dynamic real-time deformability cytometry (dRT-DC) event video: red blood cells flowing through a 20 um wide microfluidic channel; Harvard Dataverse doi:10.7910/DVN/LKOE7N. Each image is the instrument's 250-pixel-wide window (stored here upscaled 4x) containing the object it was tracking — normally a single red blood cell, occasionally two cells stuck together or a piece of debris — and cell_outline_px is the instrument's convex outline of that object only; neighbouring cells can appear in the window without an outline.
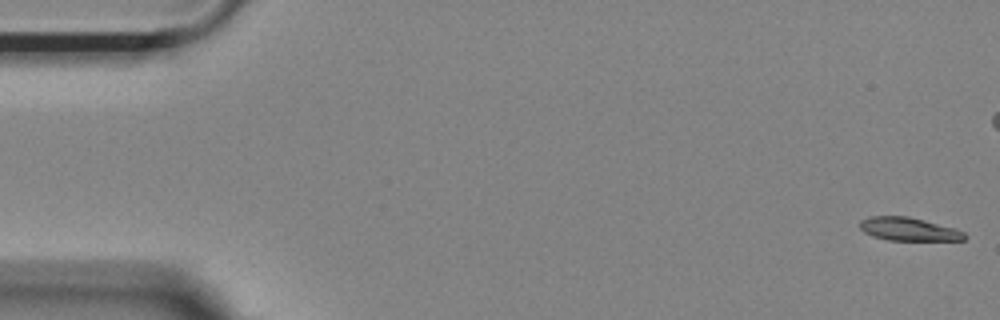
{"species": "Egyptian fruit bat (a non-hibernating species)", "species_latin": "Rousettus aegyptiacus", "temperature_condition": "room temperature", "stored_images_in_passage": 55, "camera_frame_rate_fps": 3000, "um_per_image_px": 0.085, "animal": {"sex": "female"}, "frame": {"image": 1, "passage_image": 1, "time_ms": 0.0, "image_size_px": [1000, 320], "cell_outline_px": [[968, 236], [964, 240], [888, 240], [872, 236], [864, 232], [860, 228], [860, 220], [868, 216], [908, 216], [924, 220], [952, 228], [964, 232]], "centroid_in_image_um": [77.2, 19.47], "position_along_channel_um": 7.8, "area_um2": 14.1}}
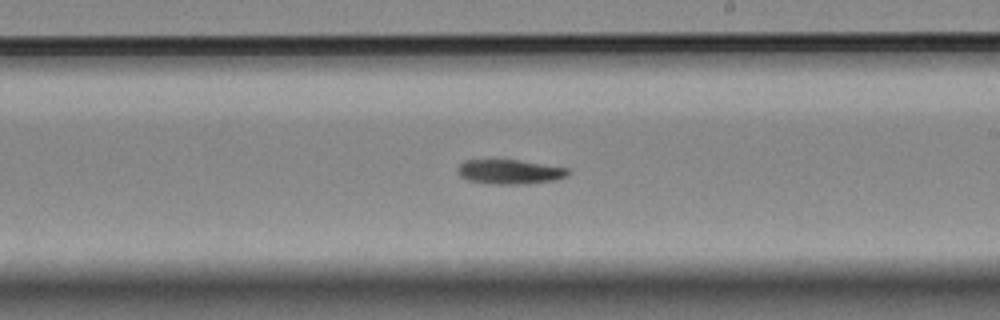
{"frame": {"image": 2, "passage_image": 31, "time_ms": 10.0, "image_size_px": [1000, 320], "cell_outline_px": [[572, 172], [568, 176], [556, 180], [524, 184], [488, 184], [468, 180], [460, 176], [456, 172], [456, 168], [464, 160], [516, 160], [568, 168]], "centroid_in_image_um": [43.32, 14.61], "position_along_channel_um": 245.7, "area_um2": 15.9}}
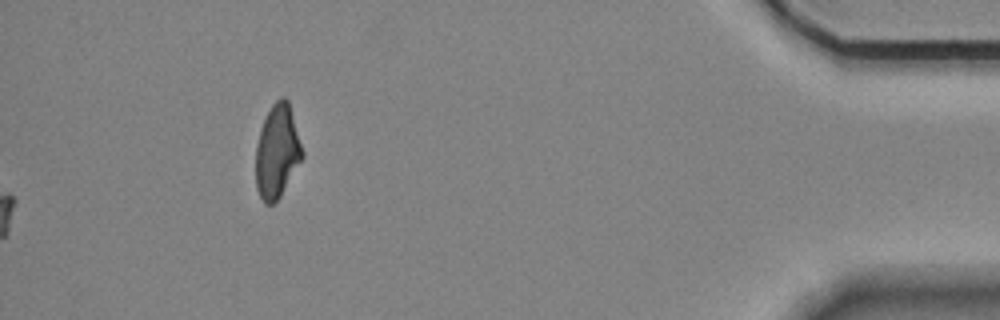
{"frame": {"image": 3, "passage_image": 55, "time_ms": 18.0, "image_size_px": [1000, 320], "cell_outline_px": [[304, 156], [280, 196], [272, 204], [264, 204], [256, 188], [256, 144], [260, 128], [272, 104], [280, 96], [284, 96], [288, 100], [304, 152]], "centroid_in_image_um": [23.56, 12.86], "position_along_channel_um": 411.6, "area_um2": 25.26}, "authors_computed_cell_mechanics": {"area_um2": 15.8372, "velocity_mm_per_s": 3.704, "shape_relaxation_time_tau1_ms": 5.0013, "shape_relaxation_time_tau2_ms": null, "deformation_change_tau1": 0.1609, "deformation_change_tau2": null}}